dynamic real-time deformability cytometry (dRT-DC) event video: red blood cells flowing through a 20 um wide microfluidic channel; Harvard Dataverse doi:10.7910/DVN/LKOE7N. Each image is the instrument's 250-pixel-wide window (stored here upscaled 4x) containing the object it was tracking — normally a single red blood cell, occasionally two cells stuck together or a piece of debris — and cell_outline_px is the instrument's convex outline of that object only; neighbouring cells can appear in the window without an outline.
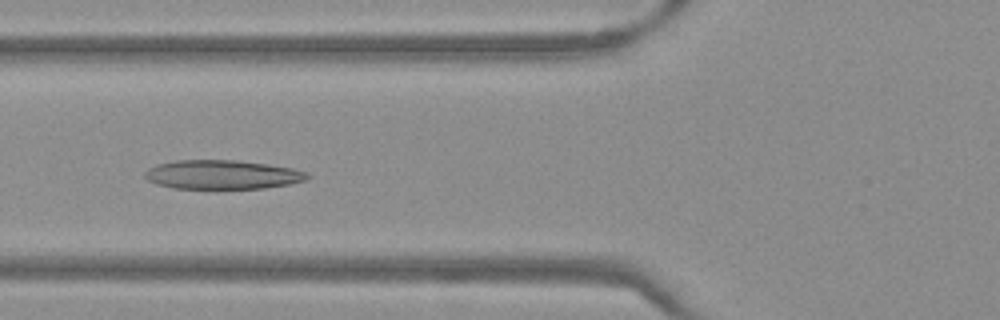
{"species": "Egyptian fruit bat (a non-hibernating species)", "species_latin": "Rousettus aegyptiacus", "temperature_condition": "warm", "stored_images_in_passage": 35, "camera_frame_rate_fps": 3000, "um_per_image_px": 0.085, "frame": {"image": 1, "passage_image": 5, "time_ms": 1.333, "image_size_px": [1000, 320], "cell_outline_px": [[312, 176], [304, 180], [288, 184], [264, 188], [216, 192], [176, 188], [156, 184], [148, 180], [144, 176], [144, 172], [148, 168], [156, 164], [176, 160], [236, 160], [268, 164], [292, 168], [308, 172]], "centroid_in_image_um": [18.87, 14.89], "position_along_channel_um": 106.9, "area_um2": 28.73}}
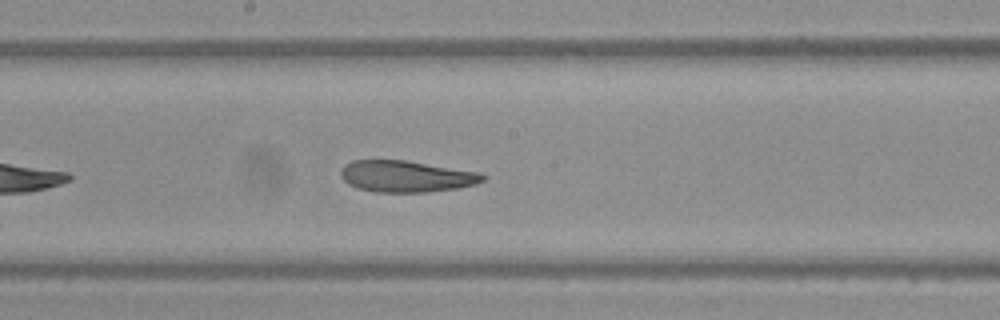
{"frame": {"image": 2, "passage_image": 13, "time_ms": 4.0, "image_size_px": [1000, 320], "cell_outline_px": [[488, 176], [484, 180], [476, 184], [456, 188], [428, 192], [376, 192], [356, 188], [348, 184], [340, 176], [340, 172], [344, 164], [352, 160], [408, 160], [480, 172]], "centroid_in_image_um": [34.53, 14.98], "position_along_channel_um": 213.7, "area_um2": 26.36}}
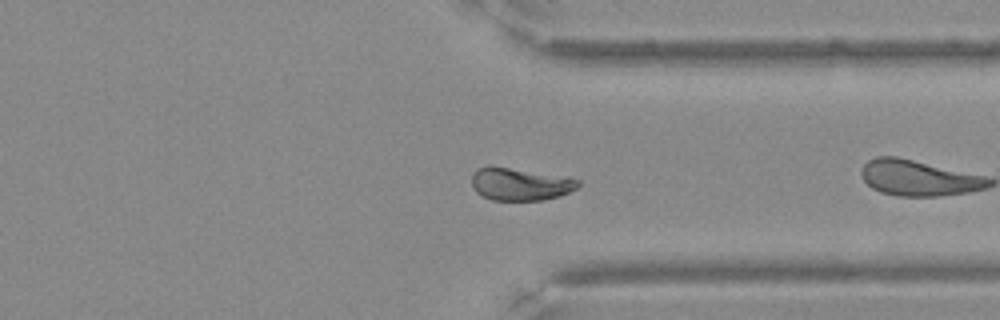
{"frame": {"image": 3, "passage_image": 22, "time_ms": 7.0, "image_size_px": [1000, 320], "cell_outline_px": [[580, 184], [576, 188], [560, 196], [544, 200], [492, 200], [476, 192], [472, 184], [472, 172], [476, 168], [488, 164], [492, 164], [568, 176], [580, 180]], "centroid_in_image_um": [44.2, 15.6], "position_along_channel_um": 367.2, "area_um2": 20.87}}